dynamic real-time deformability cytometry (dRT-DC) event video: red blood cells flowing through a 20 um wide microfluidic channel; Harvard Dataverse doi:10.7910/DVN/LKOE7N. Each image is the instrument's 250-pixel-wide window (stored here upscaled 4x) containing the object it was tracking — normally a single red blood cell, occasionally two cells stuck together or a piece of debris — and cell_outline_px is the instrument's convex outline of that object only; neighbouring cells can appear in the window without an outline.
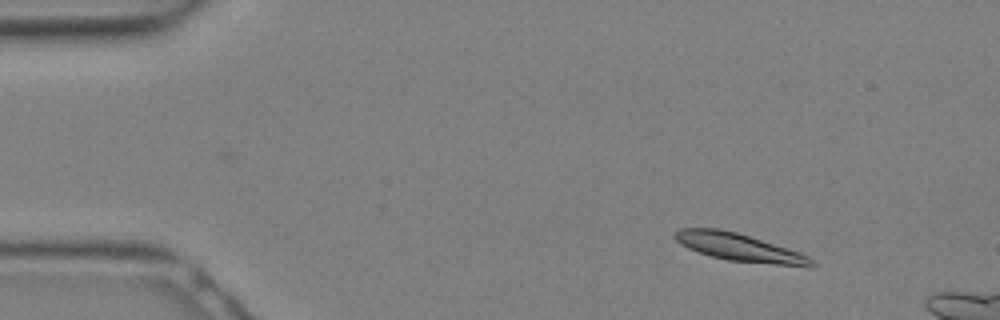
{"species": "Egyptian fruit bat (a non-hibernating species)", "species_latin": "Rousettus aegyptiacus", "temperature_condition": "warm", "stored_images_in_passage": 8, "camera_frame_rate_fps": 3000, "um_per_image_px": 0.085, "animal": {"sex": "female"}, "frame": {"image": 1, "passage_image": 4, "time_ms": 1.0, "image_size_px": [1000, 320], "cell_outline_px": [[816, 264], [812, 268], [808, 268], [728, 260], [712, 256], [688, 248], [680, 244], [672, 236], [672, 232], [680, 228], [720, 228], [736, 232], [800, 252], [808, 256]], "centroid_in_image_um": [62.86, 21.04], "position_along_channel_um": 22.1, "area_um2": 22.25}}